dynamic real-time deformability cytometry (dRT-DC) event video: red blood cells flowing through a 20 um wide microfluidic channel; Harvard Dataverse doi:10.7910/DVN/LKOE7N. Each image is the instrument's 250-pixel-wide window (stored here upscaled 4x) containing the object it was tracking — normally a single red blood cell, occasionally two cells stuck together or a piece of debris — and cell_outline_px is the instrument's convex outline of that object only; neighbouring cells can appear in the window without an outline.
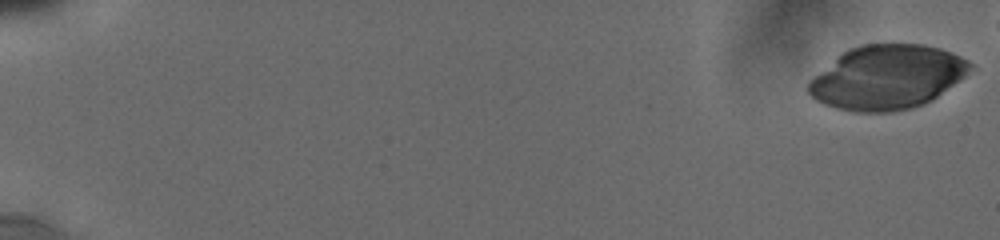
{"species": "human", "species_latin": "Homo sapiens", "temperature_condition": "cold", "stored_images_in_passage": 14, "camera_frame_rate_fps": 3000, "um_per_image_px": 0.085, "donor": {"sex": "male"}, "frame": {"image": 1, "passage_image": 1, "time_ms": 0.0, "image_size_px": [1000, 240], "cell_outline_px": [[972, 64], [964, 76], [932, 100], [924, 104], [912, 108], [888, 112], [852, 112], [836, 108], [824, 104], [816, 100], [808, 92], [808, 84], [816, 76], [848, 48], [860, 44], [924, 44], [940, 48], [952, 52], [968, 60]], "centroid_in_image_um": [75.42, 6.57], "position_along_channel_um": 9.6, "area_um2": 59.82}}